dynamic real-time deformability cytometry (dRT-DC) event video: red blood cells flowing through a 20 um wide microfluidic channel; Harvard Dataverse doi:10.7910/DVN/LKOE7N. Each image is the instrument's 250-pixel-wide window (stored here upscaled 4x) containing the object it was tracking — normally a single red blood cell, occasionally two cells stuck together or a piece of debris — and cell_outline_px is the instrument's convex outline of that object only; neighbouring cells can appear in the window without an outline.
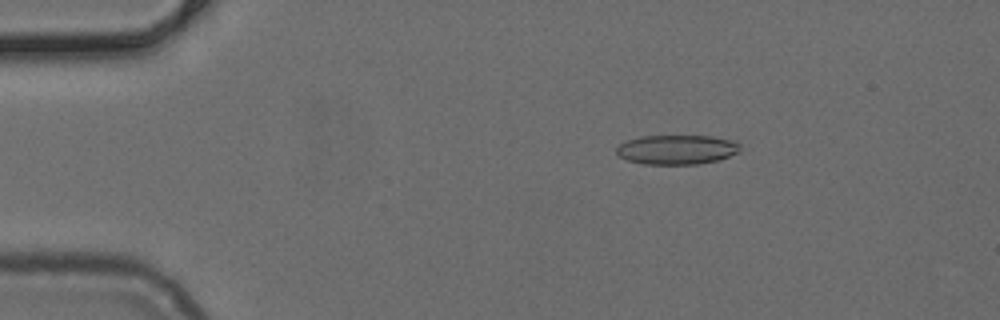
{"species": "common noctule bat (a hibernating species)", "species_latin": "Nyctalus noctula", "temperature_condition": "cold", "stored_images_in_passage": 48, "camera_frame_rate_fps": 3000, "um_per_image_px": 0.085, "animal": {"sex": "female", "body_mass_g": 24.6, "forearm_length_mm": 56.2}, "frame": {"image": 1, "passage_image": 6, "time_ms": 1.667, "image_size_px": [1000, 320], "cell_outline_px": [[740, 148], [736, 152], [720, 160], [696, 164], [644, 164], [628, 160], [620, 156], [616, 152], [616, 148], [620, 144], [628, 140], [640, 136], [712, 136], [736, 140], [740, 144]], "centroid_in_image_um": [57.55, 12.71], "position_along_channel_um": 27.5, "area_um2": 21.21}}
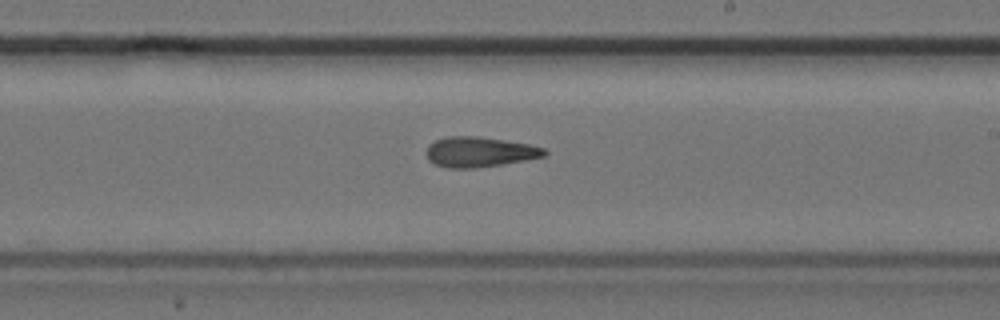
{"frame": {"image": 2, "passage_image": 27, "time_ms": 8.667, "image_size_px": [1000, 320], "cell_outline_px": [[548, 152], [544, 156], [524, 160], [476, 168], [448, 168], [436, 164], [428, 160], [428, 144], [436, 140], [448, 136], [476, 136], [504, 140], [528, 144], [544, 148]], "centroid_in_image_um": [40.75, 12.91], "position_along_channel_um": 248.2, "area_um2": 20.46}}
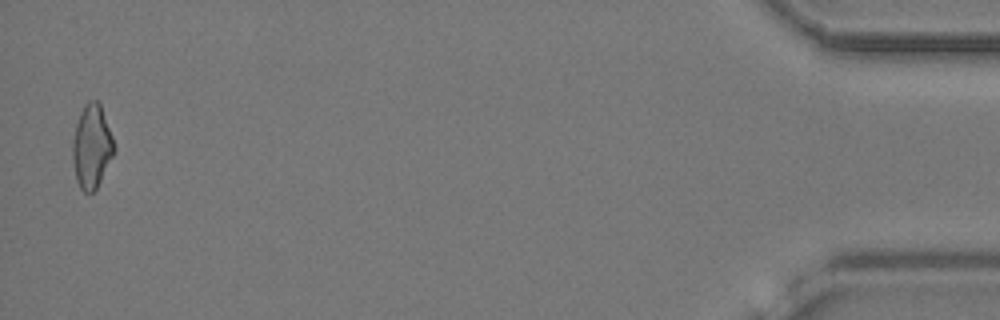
{"frame": {"image": 3, "passage_image": 47, "time_ms": 15.333, "image_size_px": [1000, 320], "cell_outline_px": [[116, 148], [96, 188], [92, 192], [84, 192], [80, 188], [76, 180], [72, 160], [72, 140], [76, 124], [80, 112], [84, 104], [88, 100], [96, 100], [100, 104], [116, 144]], "centroid_in_image_um": [7.79, 12.42], "position_along_channel_um": 427.4, "area_um2": 20.23}}